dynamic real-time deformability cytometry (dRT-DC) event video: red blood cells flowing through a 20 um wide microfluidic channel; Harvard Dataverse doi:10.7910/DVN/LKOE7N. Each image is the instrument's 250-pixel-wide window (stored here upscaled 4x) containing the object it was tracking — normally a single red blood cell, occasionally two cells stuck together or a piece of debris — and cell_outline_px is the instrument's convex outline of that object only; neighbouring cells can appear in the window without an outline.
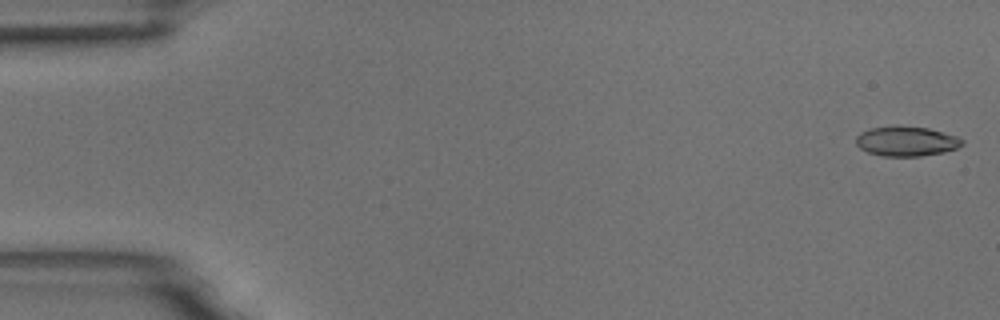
{"species": "common noctule bat (a hibernating species)", "species_latin": "Nyctalus noctula", "temperature_condition": "room temperature", "stored_images_in_passage": 52, "camera_frame_rate_fps": 3000, "um_per_image_px": 0.085, "animal": {"sex": "male", "body_mass_g": 18.8}, "frame": {"image": 1, "passage_image": 1, "time_ms": 0.0, "image_size_px": [1000, 320], "cell_outline_px": [[964, 144], [956, 148], [944, 152], [920, 156], [884, 156], [868, 152], [860, 148], [856, 144], [856, 136], [860, 132], [868, 128], [928, 128], [956, 136], [964, 140]], "centroid_in_image_um": [77.05, 12.04], "position_along_channel_um": 8.0, "area_um2": 17.86}}
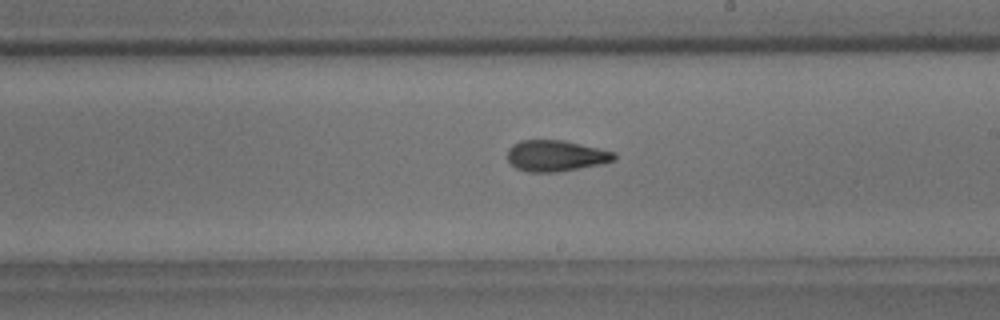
{"frame": {"image": 2, "passage_image": 31, "time_ms": 10.0, "image_size_px": [1000, 320], "cell_outline_px": [[616, 160], [604, 164], [556, 172], [528, 172], [516, 168], [508, 160], [508, 148], [512, 144], [520, 140], [564, 140], [616, 152]], "centroid_in_image_um": [47.27, 13.24], "position_along_channel_um": 241.7, "area_um2": 19.54}}
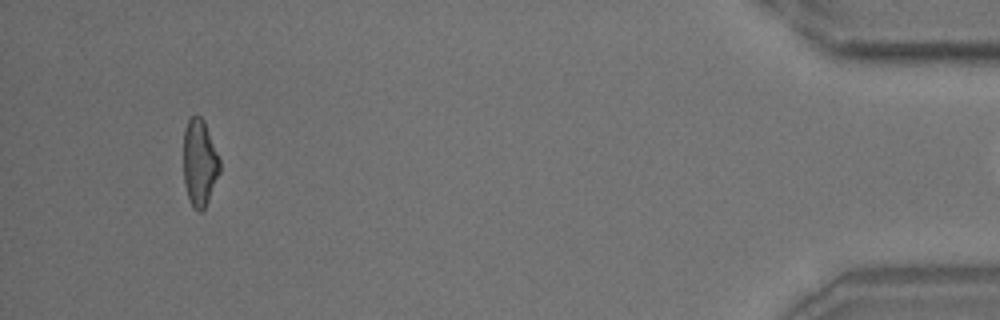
{"frame": {"image": 3, "passage_image": 51, "time_ms": 16.667, "image_size_px": [1000, 320], "cell_outline_px": [[220, 172], [208, 200], [204, 208], [200, 212], [192, 208], [184, 184], [184, 128], [188, 120], [192, 116], [200, 116], [204, 120], [220, 160]], "centroid_in_image_um": [16.96, 13.84], "position_along_channel_um": 418.2, "area_um2": 18.26}}